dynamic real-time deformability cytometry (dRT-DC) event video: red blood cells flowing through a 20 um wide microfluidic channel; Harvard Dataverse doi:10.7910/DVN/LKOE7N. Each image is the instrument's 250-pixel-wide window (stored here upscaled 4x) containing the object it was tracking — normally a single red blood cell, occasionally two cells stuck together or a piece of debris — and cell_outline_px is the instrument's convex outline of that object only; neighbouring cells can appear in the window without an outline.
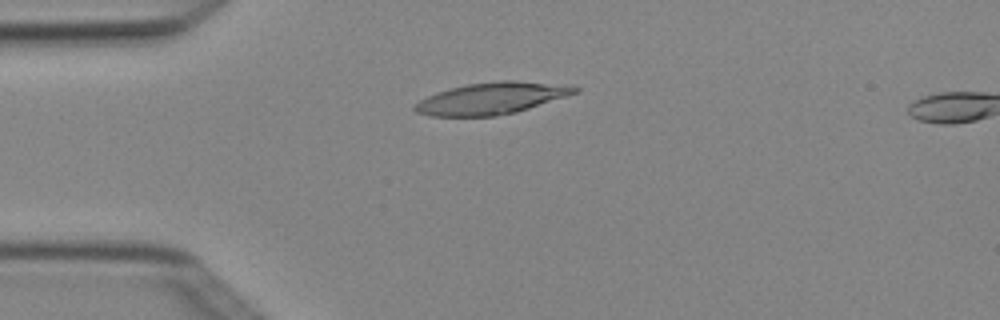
{"species": "Egyptian fruit bat (a non-hibernating species)", "species_latin": "Rousettus aegyptiacus", "temperature_condition": "cold", "stored_images_in_passage": 6, "camera_frame_rate_fps": 3000, "um_per_image_px": 0.085, "animal": {"sex": "female"}, "frame": {"image": 1, "passage_image": 4, "time_ms": 1.0, "image_size_px": [1000, 320], "cell_outline_px": [[580, 92], [516, 112], [496, 116], [432, 116], [416, 112], [412, 108], [420, 100], [436, 92], [468, 84], [500, 80], [516, 80], [572, 84], [580, 88]], "centroid_in_image_um": [41.88, 8.34], "position_along_channel_um": 43.1, "area_um2": 29.82}}
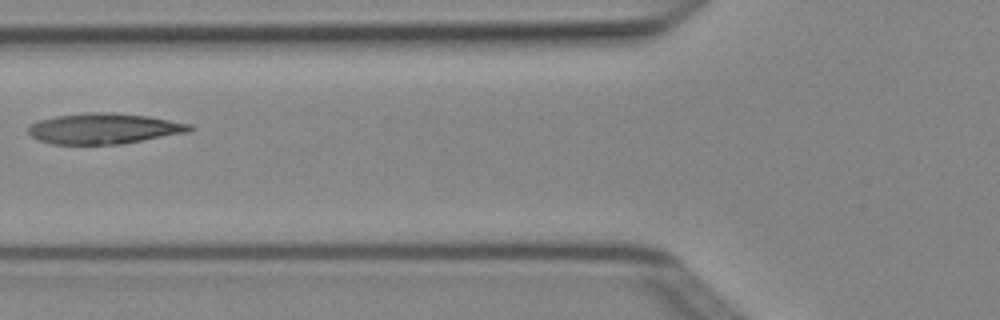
{"frame": {"image": 2, "passage_image": 6, "time_ms": 1.667, "image_size_px": [1000, 320], "cell_outline_px": [[196, 128], [192, 132], [120, 144], [52, 144], [40, 140], [32, 136], [28, 132], [28, 128], [32, 124], [40, 120], [56, 116], [84, 112], [104, 112], [148, 116], [192, 124]], "centroid_in_image_um": [8.91, 10.93], "position_along_channel_um": 116.9, "area_um2": 28.84}}